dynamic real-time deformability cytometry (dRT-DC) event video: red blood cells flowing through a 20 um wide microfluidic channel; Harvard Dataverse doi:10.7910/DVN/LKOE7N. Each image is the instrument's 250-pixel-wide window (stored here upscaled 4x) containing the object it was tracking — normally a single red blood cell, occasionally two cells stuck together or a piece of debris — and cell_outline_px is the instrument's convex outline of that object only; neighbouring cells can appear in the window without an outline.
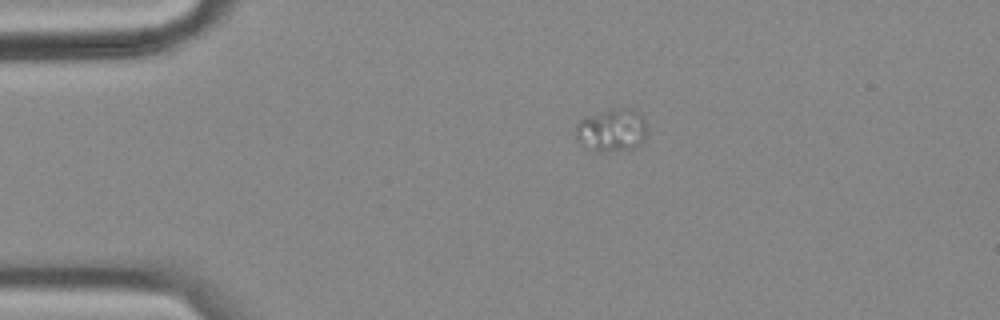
{"species": "common noctule bat (a hibernating species)", "species_latin": "Nyctalus noctula", "temperature_condition": "cold", "stored_images_in_passage": 46, "camera_frame_rate_fps": 3000, "um_per_image_px": 0.085, "animal": {"sex": "female", "body_mass_g": 18.4}, "frame": {"image": 1, "passage_image": 1, "time_ms": 0.0, "image_size_px": [1000, 320], "cell_outline_px": [[644, 140], [640, 144], [632, 148], [604, 152], [596, 152], [584, 148], [576, 140], [576, 124], [584, 116], [612, 108], [632, 108], [640, 112], [644, 120]], "centroid_in_image_um": [51.94, 11.06], "position_along_channel_um": 33.1, "area_um2": 18.09}}
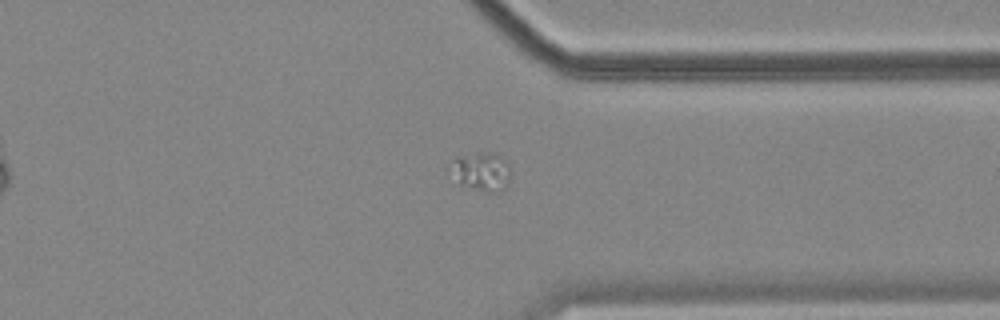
{"frame": {"image": 2, "passage_image": 33, "time_ms": 10.667, "image_size_px": [1000, 320], "cell_outline_px": [[512, 172], [508, 184], [504, 188], [496, 192], [488, 192], [460, 184], [448, 168], [452, 160], [456, 156], [476, 152], [484, 152], [500, 156], [508, 164]], "centroid_in_image_um": [40.91, 14.56], "position_along_channel_um": 370.5, "area_um2": 13.64}}
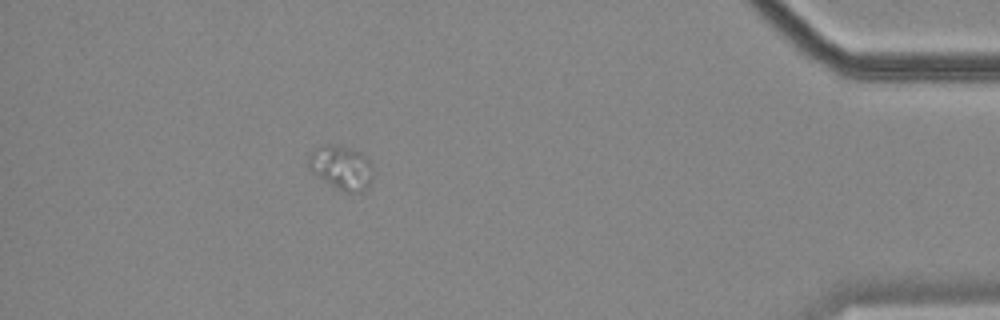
{"frame": {"image": 3, "passage_image": 40, "time_ms": 13.0, "image_size_px": [1000, 320], "cell_outline_px": [[372, 184], [368, 188], [360, 192], [344, 192], [324, 180], [312, 172], [308, 168], [308, 156], [316, 148], [352, 148], [360, 152], [368, 160], [372, 168]], "centroid_in_image_um": [29.06, 14.31], "position_along_channel_um": 406.1, "area_um2": 15.9}}